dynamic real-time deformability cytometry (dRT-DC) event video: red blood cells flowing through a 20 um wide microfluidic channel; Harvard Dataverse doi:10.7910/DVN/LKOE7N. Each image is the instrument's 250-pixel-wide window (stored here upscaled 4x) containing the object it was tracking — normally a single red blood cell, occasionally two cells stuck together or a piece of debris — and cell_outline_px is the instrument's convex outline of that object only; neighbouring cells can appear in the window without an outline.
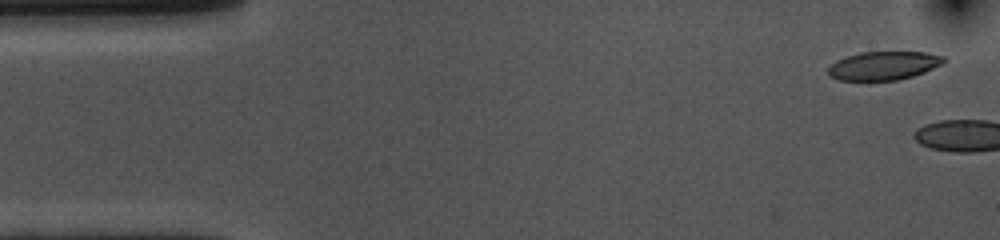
{"species": "common noctule bat (a hibernating species)", "species_latin": "Nyctalus noctula", "temperature_condition": "cold", "stored_images_in_passage": 3, "camera_frame_rate_fps": 3000, "um_per_image_px": 0.085, "animal": {"sex": "female", "body_mass_g": 10.0, "forearm_length_mm": 53.1}, "frame": {"image": 1, "passage_image": 1, "time_ms": 0.0, "image_size_px": [1000, 240], "cell_outline_px": [[948, 60], [944, 64], [924, 72], [912, 76], [896, 80], [836, 80], [828, 76], [828, 68], [836, 60], [860, 52], [928, 52], [944, 56]], "centroid_in_image_um": [75.14, 5.57], "position_along_channel_um": 9.9, "area_um2": 19.36}}